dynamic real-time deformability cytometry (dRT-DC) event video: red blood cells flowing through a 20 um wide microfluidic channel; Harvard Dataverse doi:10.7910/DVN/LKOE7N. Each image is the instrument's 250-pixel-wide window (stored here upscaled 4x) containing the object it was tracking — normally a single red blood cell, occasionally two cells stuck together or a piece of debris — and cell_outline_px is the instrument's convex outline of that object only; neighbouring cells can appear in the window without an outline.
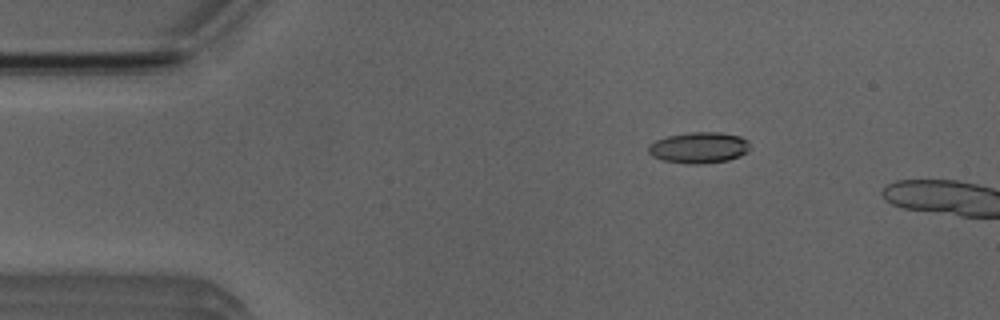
{"species": "Egyptian fruit bat (a non-hibernating species)", "species_latin": "Rousettus aegyptiacus", "temperature_condition": "room temperature", "stored_images_in_passage": 4, "camera_frame_rate_fps": 3000, "um_per_image_px": 0.085, "animal": {"sex": "male"}, "frame": {"image": 1, "passage_image": 2, "time_ms": 1.0, "image_size_px": [1000, 320], "cell_outline_px": [[748, 152], [740, 156], [728, 160], [696, 164], [688, 164], [664, 160], [652, 156], [648, 152], [648, 144], [656, 140], [668, 136], [692, 132], [720, 132], [740, 136], [748, 140]], "centroid_in_image_um": [59.41, 12.54], "position_along_channel_um": 25.6, "area_um2": 18.32}}